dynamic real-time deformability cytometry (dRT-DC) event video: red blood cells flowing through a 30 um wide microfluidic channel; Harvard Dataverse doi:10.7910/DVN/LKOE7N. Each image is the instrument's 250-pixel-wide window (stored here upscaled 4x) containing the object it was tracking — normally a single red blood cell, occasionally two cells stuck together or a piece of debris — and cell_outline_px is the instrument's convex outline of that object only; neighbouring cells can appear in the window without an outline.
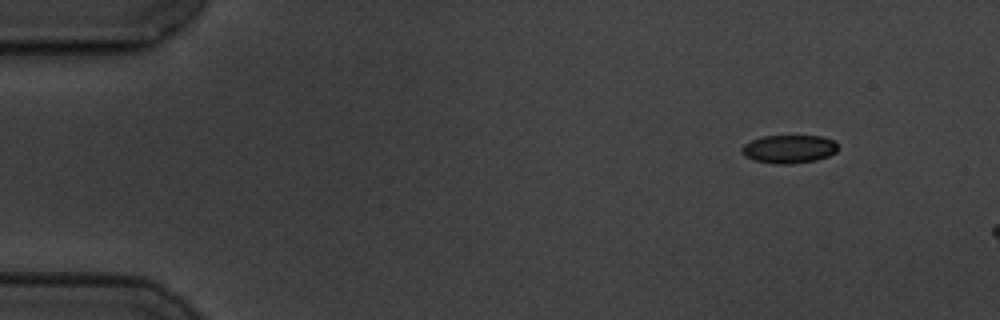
{"species": "common noctule bat (a hibernating species)", "species_latin": "Nyctalus noctula", "temperature_condition": "cold", "stored_images_in_passage": 3, "camera_frame_rate_fps": 3000, "um_per_image_px": 0.085, "animal": {"sex": "male", "body_mass_g": 19.5, "forearm_length_mm": 54.6}, "frame": {"image": 1, "passage_image": 1, "time_ms": 0.0, "image_size_px": [1000, 320], "cell_outline_px": [[836, 152], [828, 156], [816, 160], [788, 164], [776, 164], [756, 160], [744, 156], [740, 148], [744, 144], [760, 136], [820, 136], [832, 140], [836, 144]], "centroid_in_image_um": [67.03, 12.66], "position_along_channel_um": 18.0, "area_um2": 15.66}}